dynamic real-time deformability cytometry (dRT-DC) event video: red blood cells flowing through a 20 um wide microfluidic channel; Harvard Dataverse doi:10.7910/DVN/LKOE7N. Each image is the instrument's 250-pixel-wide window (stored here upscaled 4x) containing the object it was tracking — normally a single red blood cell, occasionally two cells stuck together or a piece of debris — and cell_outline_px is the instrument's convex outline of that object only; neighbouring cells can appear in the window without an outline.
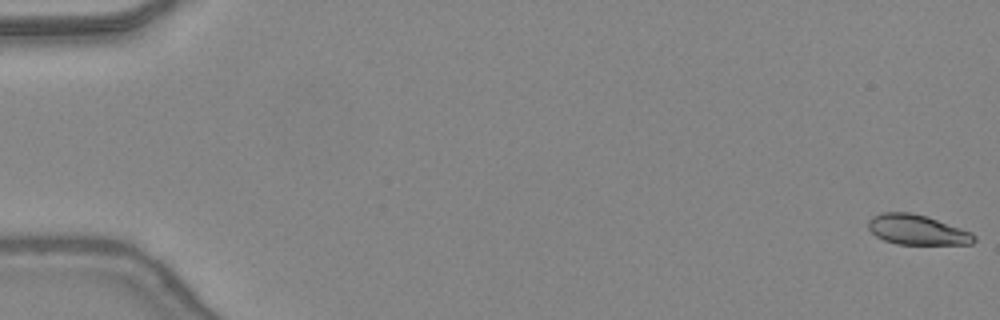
{"species": "common noctule bat (a hibernating species)", "species_latin": "Nyctalus noctula", "temperature_condition": "warm", "stored_images_in_passage": 48, "camera_frame_rate_fps": 3000, "um_per_image_px": 0.085, "animal": {"sex": "female", "body_mass_g": 24.6, "forearm_length_mm": 56.2}, "frame": {"image": 1, "passage_image": 1, "time_ms": 0.0, "image_size_px": [1000, 320], "cell_outline_px": [[976, 240], [972, 244], [896, 244], [884, 240], [876, 236], [868, 228], [868, 220], [872, 216], [880, 212], [912, 212], [972, 232], [976, 236]], "centroid_in_image_um": [77.93, 19.53], "position_along_channel_um": 7.1, "area_um2": 18.44}}
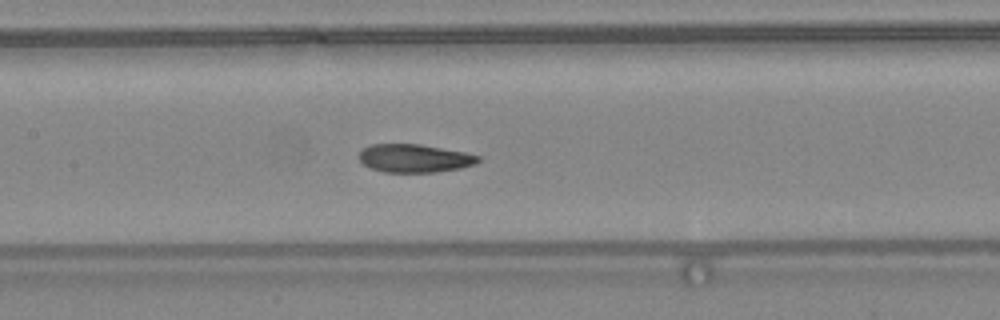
{"frame": {"image": 2, "passage_image": 24, "time_ms": 7.667, "image_size_px": [1000, 320], "cell_outline_px": [[480, 160], [476, 164], [460, 168], [436, 172], [384, 172], [372, 168], [364, 164], [360, 160], [360, 152], [364, 148], [372, 144], [420, 144], [464, 152], [480, 156]], "centroid_in_image_um": [35.26, 13.45], "position_along_channel_um": 172.1, "area_um2": 19.42}}
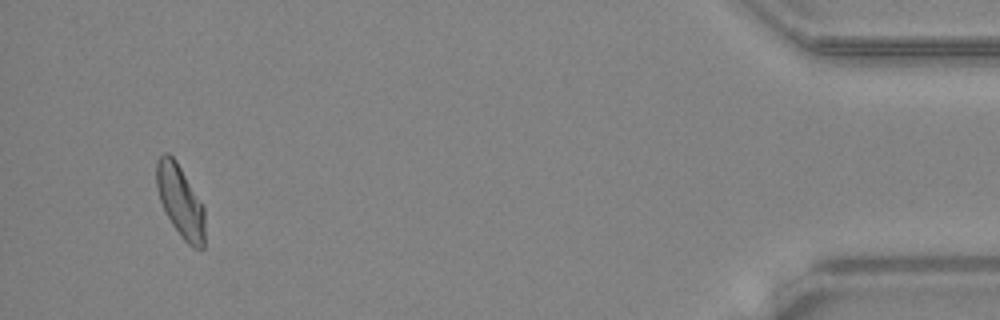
{"frame": {"image": 3, "passage_image": 46, "time_ms": 15.0, "image_size_px": [1000, 320], "cell_outline_px": [[204, 248], [192, 248], [184, 240], [172, 224], [160, 200], [156, 188], [156, 160], [164, 152], [168, 152], [176, 160], [204, 208]], "centroid_in_image_um": [15.31, 17.08], "position_along_channel_um": 419.9, "area_um2": 20.06}, "authors_computed_cell_mechanics": {"area_um2": 20.1144, "velocity_mm_per_s": 4.3936, "shape_relaxation_time_tau1_ms": 5.3177, "shape_relaxation_time_tau2_ms": 2.2272, "deformation_change_tau1": 0.1762, "deformation_change_tau2": 0.0796}}